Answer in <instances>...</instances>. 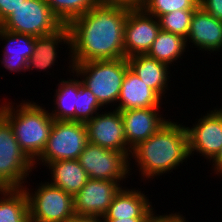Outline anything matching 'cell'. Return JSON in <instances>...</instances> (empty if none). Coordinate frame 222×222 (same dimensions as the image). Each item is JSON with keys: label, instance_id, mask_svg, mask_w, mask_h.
I'll return each instance as SVG.
<instances>
[{"label": "cell", "instance_id": "5b68a950", "mask_svg": "<svg viewBox=\"0 0 222 222\" xmlns=\"http://www.w3.org/2000/svg\"><path fill=\"white\" fill-rule=\"evenodd\" d=\"M31 190L26 185L30 222H68L74 215L73 196L49 182ZM34 191V192H33Z\"/></svg>", "mask_w": 222, "mask_h": 222}, {"label": "cell", "instance_id": "7402d4cb", "mask_svg": "<svg viewBox=\"0 0 222 222\" xmlns=\"http://www.w3.org/2000/svg\"><path fill=\"white\" fill-rule=\"evenodd\" d=\"M71 73L70 79L61 78L57 84L58 88L55 90L52 101L54 107L51 109L52 111L49 110L54 120L75 121V106H77V93L79 92L81 79H78L74 71H71Z\"/></svg>", "mask_w": 222, "mask_h": 222}, {"label": "cell", "instance_id": "3957f363", "mask_svg": "<svg viewBox=\"0 0 222 222\" xmlns=\"http://www.w3.org/2000/svg\"><path fill=\"white\" fill-rule=\"evenodd\" d=\"M4 102L0 105V114L10 123L20 148L34 163L46 147L54 119L39 102L28 99H22L19 105Z\"/></svg>", "mask_w": 222, "mask_h": 222}, {"label": "cell", "instance_id": "4dcf8cb0", "mask_svg": "<svg viewBox=\"0 0 222 222\" xmlns=\"http://www.w3.org/2000/svg\"><path fill=\"white\" fill-rule=\"evenodd\" d=\"M186 217L179 212L162 213V215L154 213L151 222H187Z\"/></svg>", "mask_w": 222, "mask_h": 222}, {"label": "cell", "instance_id": "f1b7e54d", "mask_svg": "<svg viewBox=\"0 0 222 222\" xmlns=\"http://www.w3.org/2000/svg\"><path fill=\"white\" fill-rule=\"evenodd\" d=\"M199 6L222 22V0H199Z\"/></svg>", "mask_w": 222, "mask_h": 222}, {"label": "cell", "instance_id": "83f0119b", "mask_svg": "<svg viewBox=\"0 0 222 222\" xmlns=\"http://www.w3.org/2000/svg\"><path fill=\"white\" fill-rule=\"evenodd\" d=\"M198 6L199 0H145L142 9L158 18L174 10H195Z\"/></svg>", "mask_w": 222, "mask_h": 222}, {"label": "cell", "instance_id": "4fadbf2b", "mask_svg": "<svg viewBox=\"0 0 222 222\" xmlns=\"http://www.w3.org/2000/svg\"><path fill=\"white\" fill-rule=\"evenodd\" d=\"M123 182L89 179L73 197L75 215L103 217Z\"/></svg>", "mask_w": 222, "mask_h": 222}, {"label": "cell", "instance_id": "8992f818", "mask_svg": "<svg viewBox=\"0 0 222 222\" xmlns=\"http://www.w3.org/2000/svg\"><path fill=\"white\" fill-rule=\"evenodd\" d=\"M34 169V163L20 148L12 126L0 114V189L23 188Z\"/></svg>", "mask_w": 222, "mask_h": 222}, {"label": "cell", "instance_id": "52a82bcc", "mask_svg": "<svg viewBox=\"0 0 222 222\" xmlns=\"http://www.w3.org/2000/svg\"><path fill=\"white\" fill-rule=\"evenodd\" d=\"M87 143L85 123L54 120L46 147L34 162V168L46 166L50 162L76 160Z\"/></svg>", "mask_w": 222, "mask_h": 222}, {"label": "cell", "instance_id": "6da1fadb", "mask_svg": "<svg viewBox=\"0 0 222 222\" xmlns=\"http://www.w3.org/2000/svg\"><path fill=\"white\" fill-rule=\"evenodd\" d=\"M129 10L99 2L71 20L67 26L72 64L125 58L124 26Z\"/></svg>", "mask_w": 222, "mask_h": 222}, {"label": "cell", "instance_id": "603a6c76", "mask_svg": "<svg viewBox=\"0 0 222 222\" xmlns=\"http://www.w3.org/2000/svg\"><path fill=\"white\" fill-rule=\"evenodd\" d=\"M186 49L185 38L160 30L146 55L173 67L179 62L178 60L183 58L181 56H184V52H187Z\"/></svg>", "mask_w": 222, "mask_h": 222}, {"label": "cell", "instance_id": "484cf974", "mask_svg": "<svg viewBox=\"0 0 222 222\" xmlns=\"http://www.w3.org/2000/svg\"><path fill=\"white\" fill-rule=\"evenodd\" d=\"M195 10H174L171 13L159 16L158 22L162 31L173 33L187 38L190 24Z\"/></svg>", "mask_w": 222, "mask_h": 222}, {"label": "cell", "instance_id": "7a4b0ae2", "mask_svg": "<svg viewBox=\"0 0 222 222\" xmlns=\"http://www.w3.org/2000/svg\"><path fill=\"white\" fill-rule=\"evenodd\" d=\"M182 124L170 119L147 140L132 148L129 163L137 165L135 170L139 171L141 180L155 181V177L169 174L190 160L188 134Z\"/></svg>", "mask_w": 222, "mask_h": 222}, {"label": "cell", "instance_id": "f546056e", "mask_svg": "<svg viewBox=\"0 0 222 222\" xmlns=\"http://www.w3.org/2000/svg\"><path fill=\"white\" fill-rule=\"evenodd\" d=\"M23 2L24 0H0V24Z\"/></svg>", "mask_w": 222, "mask_h": 222}, {"label": "cell", "instance_id": "ba28073f", "mask_svg": "<svg viewBox=\"0 0 222 222\" xmlns=\"http://www.w3.org/2000/svg\"><path fill=\"white\" fill-rule=\"evenodd\" d=\"M63 24L45 0H24L2 23L1 28L34 37L51 34Z\"/></svg>", "mask_w": 222, "mask_h": 222}, {"label": "cell", "instance_id": "e0dca14e", "mask_svg": "<svg viewBox=\"0 0 222 222\" xmlns=\"http://www.w3.org/2000/svg\"><path fill=\"white\" fill-rule=\"evenodd\" d=\"M155 211L152 202L142 190L122 187L103 219L152 218Z\"/></svg>", "mask_w": 222, "mask_h": 222}, {"label": "cell", "instance_id": "5bb4252c", "mask_svg": "<svg viewBox=\"0 0 222 222\" xmlns=\"http://www.w3.org/2000/svg\"><path fill=\"white\" fill-rule=\"evenodd\" d=\"M161 108L151 107L121 111L126 142L131 149L139 142L147 140L170 120L169 117L167 119L165 115L161 114Z\"/></svg>", "mask_w": 222, "mask_h": 222}, {"label": "cell", "instance_id": "9a60e30c", "mask_svg": "<svg viewBox=\"0 0 222 222\" xmlns=\"http://www.w3.org/2000/svg\"><path fill=\"white\" fill-rule=\"evenodd\" d=\"M63 42V43H62ZM62 44L65 46L69 62L68 71H72V62L70 55V31L67 24H63L58 30L51 34L35 37V47L32 56L27 61V71L32 69L39 71H48L54 68V65L59 58ZM60 45L62 47H60ZM60 48V51H59ZM58 51V52H57ZM59 53V54H58ZM53 66V67H52ZM52 67V68H51ZM50 68V69H49Z\"/></svg>", "mask_w": 222, "mask_h": 222}, {"label": "cell", "instance_id": "d6986e66", "mask_svg": "<svg viewBox=\"0 0 222 222\" xmlns=\"http://www.w3.org/2000/svg\"><path fill=\"white\" fill-rule=\"evenodd\" d=\"M0 40L6 44L2 50L0 61L3 68L10 72H26L27 61L32 56L35 47V37L7 31L0 27Z\"/></svg>", "mask_w": 222, "mask_h": 222}, {"label": "cell", "instance_id": "cb8c5ba5", "mask_svg": "<svg viewBox=\"0 0 222 222\" xmlns=\"http://www.w3.org/2000/svg\"><path fill=\"white\" fill-rule=\"evenodd\" d=\"M0 222H30L28 198L23 188L0 189Z\"/></svg>", "mask_w": 222, "mask_h": 222}, {"label": "cell", "instance_id": "9c48e42d", "mask_svg": "<svg viewBox=\"0 0 222 222\" xmlns=\"http://www.w3.org/2000/svg\"><path fill=\"white\" fill-rule=\"evenodd\" d=\"M78 160L87 172L89 179L126 182L127 178H130L128 176L133 174L131 168L134 163L131 166L129 157L125 153L106 149L89 142L80 153Z\"/></svg>", "mask_w": 222, "mask_h": 222}, {"label": "cell", "instance_id": "e575fe53", "mask_svg": "<svg viewBox=\"0 0 222 222\" xmlns=\"http://www.w3.org/2000/svg\"><path fill=\"white\" fill-rule=\"evenodd\" d=\"M104 222H151V218L104 219Z\"/></svg>", "mask_w": 222, "mask_h": 222}, {"label": "cell", "instance_id": "1f68e13d", "mask_svg": "<svg viewBox=\"0 0 222 222\" xmlns=\"http://www.w3.org/2000/svg\"><path fill=\"white\" fill-rule=\"evenodd\" d=\"M100 3L123 6L129 9H142L145 0H99Z\"/></svg>", "mask_w": 222, "mask_h": 222}, {"label": "cell", "instance_id": "4316f807", "mask_svg": "<svg viewBox=\"0 0 222 222\" xmlns=\"http://www.w3.org/2000/svg\"><path fill=\"white\" fill-rule=\"evenodd\" d=\"M104 107L95 95L82 83L79 84L77 93V106H75V121L86 123L91 120Z\"/></svg>", "mask_w": 222, "mask_h": 222}, {"label": "cell", "instance_id": "ac0fdd59", "mask_svg": "<svg viewBox=\"0 0 222 222\" xmlns=\"http://www.w3.org/2000/svg\"><path fill=\"white\" fill-rule=\"evenodd\" d=\"M163 100L129 68L124 76L115 109L123 111L162 107V104H165Z\"/></svg>", "mask_w": 222, "mask_h": 222}, {"label": "cell", "instance_id": "d6a6232c", "mask_svg": "<svg viewBox=\"0 0 222 222\" xmlns=\"http://www.w3.org/2000/svg\"><path fill=\"white\" fill-rule=\"evenodd\" d=\"M211 162V169L212 171H214L212 173H215L217 176L222 177V148Z\"/></svg>", "mask_w": 222, "mask_h": 222}, {"label": "cell", "instance_id": "277c9868", "mask_svg": "<svg viewBox=\"0 0 222 222\" xmlns=\"http://www.w3.org/2000/svg\"><path fill=\"white\" fill-rule=\"evenodd\" d=\"M129 69L127 58L93 60L72 64V71L97 98L108 108H116L122 82ZM113 104V105H112Z\"/></svg>", "mask_w": 222, "mask_h": 222}, {"label": "cell", "instance_id": "7c38bea8", "mask_svg": "<svg viewBox=\"0 0 222 222\" xmlns=\"http://www.w3.org/2000/svg\"><path fill=\"white\" fill-rule=\"evenodd\" d=\"M160 30L155 16L143 9H130L124 26L125 58L147 54Z\"/></svg>", "mask_w": 222, "mask_h": 222}, {"label": "cell", "instance_id": "2e32d148", "mask_svg": "<svg viewBox=\"0 0 222 222\" xmlns=\"http://www.w3.org/2000/svg\"><path fill=\"white\" fill-rule=\"evenodd\" d=\"M188 44L190 48L194 46L199 51L208 52L207 54L222 51V22L198 6L194 11L186 38L187 47Z\"/></svg>", "mask_w": 222, "mask_h": 222}, {"label": "cell", "instance_id": "d4e9b609", "mask_svg": "<svg viewBox=\"0 0 222 222\" xmlns=\"http://www.w3.org/2000/svg\"><path fill=\"white\" fill-rule=\"evenodd\" d=\"M52 13L62 24H68L76 17L85 14L99 0H45Z\"/></svg>", "mask_w": 222, "mask_h": 222}, {"label": "cell", "instance_id": "8fae6325", "mask_svg": "<svg viewBox=\"0 0 222 222\" xmlns=\"http://www.w3.org/2000/svg\"><path fill=\"white\" fill-rule=\"evenodd\" d=\"M100 113V114H99ZM88 142L106 149L123 152L130 157L132 149L128 146L124 134L121 111L112 109L98 112L85 123Z\"/></svg>", "mask_w": 222, "mask_h": 222}, {"label": "cell", "instance_id": "30bf717a", "mask_svg": "<svg viewBox=\"0 0 222 222\" xmlns=\"http://www.w3.org/2000/svg\"><path fill=\"white\" fill-rule=\"evenodd\" d=\"M201 116L196 119L197 123H193L192 127L185 126L188 134L189 154L191 157L199 154L207 159V163H211L222 148V106L221 108L215 107Z\"/></svg>", "mask_w": 222, "mask_h": 222}, {"label": "cell", "instance_id": "44dd1931", "mask_svg": "<svg viewBox=\"0 0 222 222\" xmlns=\"http://www.w3.org/2000/svg\"><path fill=\"white\" fill-rule=\"evenodd\" d=\"M45 167L49 169L50 184L61 188L71 196H75L89 180V176L78 159L50 162Z\"/></svg>", "mask_w": 222, "mask_h": 222}, {"label": "cell", "instance_id": "836d02e7", "mask_svg": "<svg viewBox=\"0 0 222 222\" xmlns=\"http://www.w3.org/2000/svg\"><path fill=\"white\" fill-rule=\"evenodd\" d=\"M68 222H104V219L98 216L74 215Z\"/></svg>", "mask_w": 222, "mask_h": 222}, {"label": "cell", "instance_id": "ffe728a7", "mask_svg": "<svg viewBox=\"0 0 222 222\" xmlns=\"http://www.w3.org/2000/svg\"><path fill=\"white\" fill-rule=\"evenodd\" d=\"M129 68L162 99L169 90L172 78L171 67L145 55H134L127 58ZM171 74V75H170Z\"/></svg>", "mask_w": 222, "mask_h": 222}]
</instances>
